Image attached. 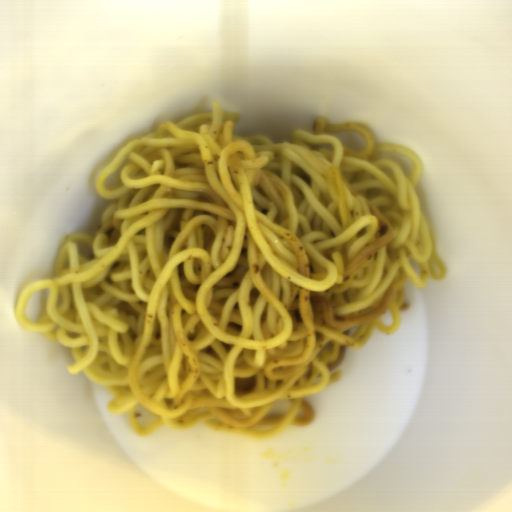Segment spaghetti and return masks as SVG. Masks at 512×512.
<instances>
[{
	"label": "spaghetti",
	"instance_id": "1",
	"mask_svg": "<svg viewBox=\"0 0 512 512\" xmlns=\"http://www.w3.org/2000/svg\"><path fill=\"white\" fill-rule=\"evenodd\" d=\"M210 104L117 153L96 177L113 202L97 231L65 236L54 277L16 303L19 326L69 347L66 371L109 389L108 413L142 436L207 425L258 439L311 423L305 399L340 379L346 349L402 326L407 281L425 289L447 272L415 152L324 115L289 142L236 135L239 114ZM352 130L363 152L335 136ZM385 151L410 160V180ZM45 288L46 311L30 322L27 300ZM254 377L253 392H236ZM281 398L289 411L269 415ZM138 404L158 417L151 426L137 423Z\"/></svg>",
	"mask_w": 512,
	"mask_h": 512
}]
</instances>
